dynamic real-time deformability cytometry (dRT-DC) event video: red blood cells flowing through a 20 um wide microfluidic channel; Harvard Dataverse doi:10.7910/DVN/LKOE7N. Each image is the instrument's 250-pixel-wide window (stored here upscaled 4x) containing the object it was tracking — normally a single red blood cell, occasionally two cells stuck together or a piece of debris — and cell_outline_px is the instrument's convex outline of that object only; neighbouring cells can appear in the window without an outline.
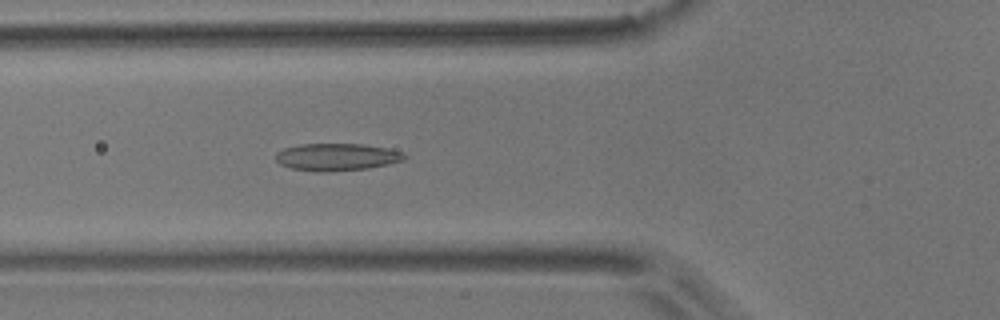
{"species": "common noctule bat (a hibernating species)", "species_latin": "Nyctalus noctula", "temperature_condition": "room temperature", "stored_images_in_passage": 54, "camera_frame_rate_fps": 3000, "um_per_image_px": 0.085, "animal": {"sex": "male", "body_mass_g": 17.9}, "frame": {"image": 1, "passage_image": 19, "time_ms": 6.0, "image_size_px": [1000, 320], "cell_outline_px": [[408, 156], [404, 160], [388, 164], [368, 168], [328, 172], [320, 172], [292, 168], [280, 164], [276, 160], [276, 152], [284, 148], [300, 144], [360, 144], [388, 148], [404, 152]], "centroid_in_image_um": [28.65, 13.34], "position_along_channel_um": 97.2, "area_um2": 20.52}}
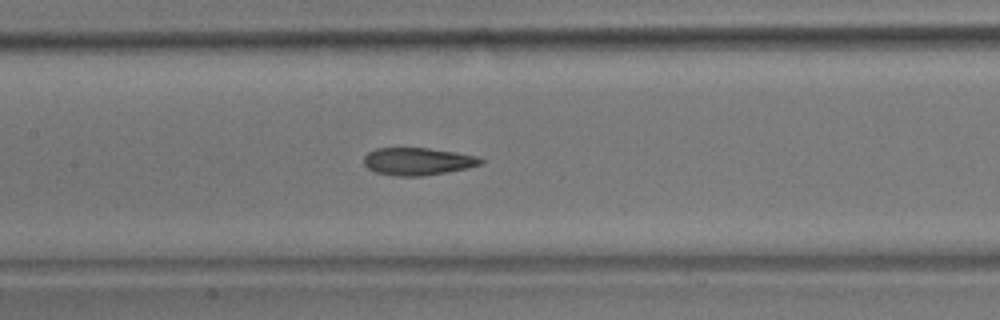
{"frame": {"image": 2, "passage_image": 25, "time_ms": 8.0, "image_size_px": [1000, 320], "cell_outline_px": [[484, 164], [468, 168], [448, 172], [420, 176], [396, 176], [376, 172], [368, 168], [364, 164], [364, 156], [368, 152], [376, 148], [428, 148], [456, 152], [480, 156], [484, 160]], "centroid_in_image_um": [35.56, 13.71], "position_along_channel_um": 171.8, "area_um2": 18.9}}
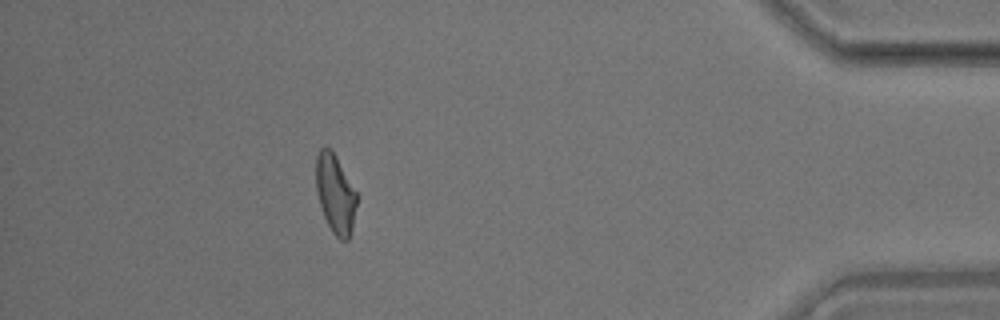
{"frame": {"image": 3, "passage_image": 48, "time_ms": 15.667, "image_size_px": [1000, 320], "cell_outline_px": [[356, 204], [352, 228], [348, 240], [340, 240], [332, 232], [324, 216], [316, 192], [316, 156], [320, 148], [324, 144], [332, 148], [356, 192]], "centroid_in_image_um": [28.48, 16.42], "position_along_channel_um": 406.7, "area_um2": 18.73}, "authors_computed_cell_mechanics": {"area_um2": 19.5942, "velocity_mm_per_s": 3.711, "shape_relaxation_time_tau1_ms": 6.8416, "shape_relaxation_time_tau2_ms": 2.1343, "deformation_change_tau1": 0.1747, "deformation_change_tau2": 0.1074}}